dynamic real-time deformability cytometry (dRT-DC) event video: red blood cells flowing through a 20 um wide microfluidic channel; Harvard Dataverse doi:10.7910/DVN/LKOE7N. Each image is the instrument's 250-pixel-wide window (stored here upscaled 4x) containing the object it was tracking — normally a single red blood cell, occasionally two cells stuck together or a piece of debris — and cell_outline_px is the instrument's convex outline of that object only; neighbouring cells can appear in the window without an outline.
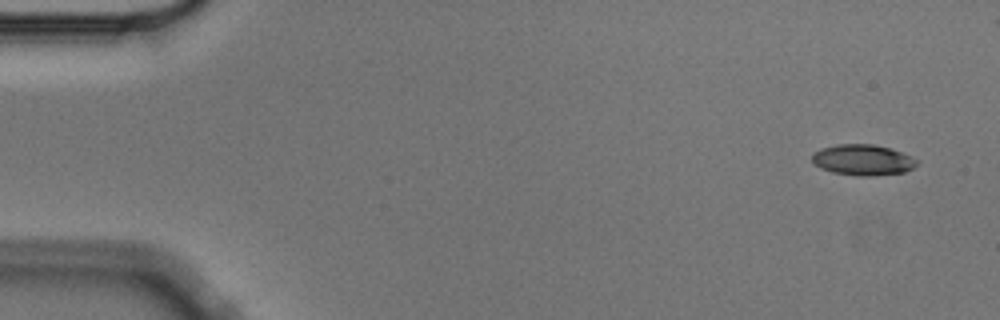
{"species": "Egyptian fruit bat (a non-hibernating species)", "species_latin": "Rousettus aegyptiacus", "temperature_condition": "cold", "stored_images_in_passage": 4, "camera_frame_rate_fps": 3000, "um_per_image_px": 0.085, "animal": {"sex": "male"}, "frame": {"image": 1, "passage_image": 1, "time_ms": 0.0, "image_size_px": [1000, 320], "cell_outline_px": [[920, 160], [912, 168], [904, 172], [872, 176], [860, 176], [832, 172], [820, 168], [812, 160], [812, 152], [820, 148], [836, 144], [872, 144], [888, 148], [912, 156]], "centroid_in_image_um": [73.32, 13.59], "position_along_channel_um": 11.7, "area_um2": 18.84}}